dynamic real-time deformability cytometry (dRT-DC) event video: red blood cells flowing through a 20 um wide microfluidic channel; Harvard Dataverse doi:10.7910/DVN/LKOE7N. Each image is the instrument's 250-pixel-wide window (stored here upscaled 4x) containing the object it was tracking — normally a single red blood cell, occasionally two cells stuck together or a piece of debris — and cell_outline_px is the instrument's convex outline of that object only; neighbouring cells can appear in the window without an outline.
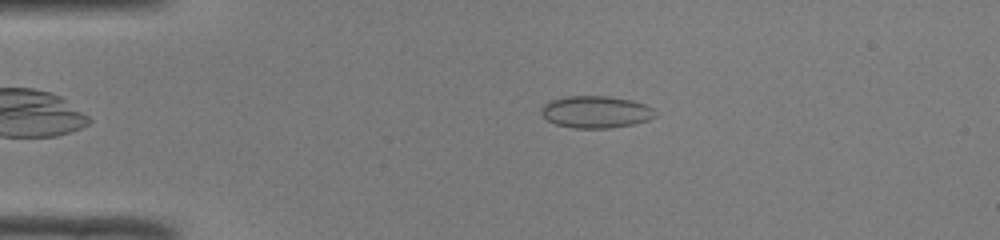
{"species": "common noctule bat (a hibernating species)", "species_latin": "Nyctalus noctula", "temperature_condition": "room temperature", "stored_images_in_passage": 43, "camera_frame_rate_fps": 3000, "um_per_image_px": 0.085, "animal": {"sex": "male", "body_mass_g": 19.0, "forearm_length_mm": 50.8}, "frame": {"image": 1, "passage_image": 4, "time_ms": 1.0, "image_size_px": [1000, 240], "cell_outline_px": [[656, 116], [648, 120], [632, 124], [608, 128], [572, 128], [556, 124], [548, 120], [540, 112], [540, 108], [544, 104], [552, 100], [568, 96], [608, 96], [632, 100], [644, 104], [652, 108], [656, 112]], "centroid_in_image_um": [50.64, 9.51], "position_along_channel_um": 34.4, "area_um2": 21.21}}
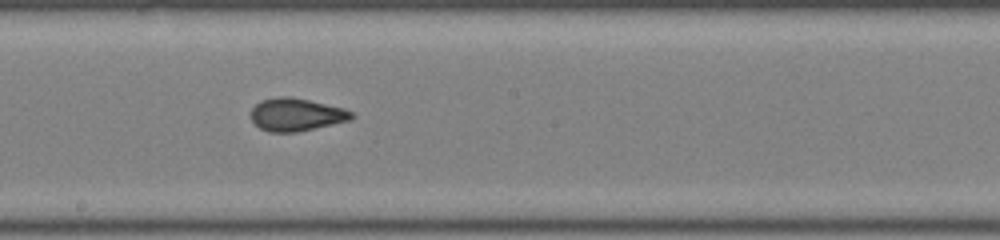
{"frame": {"image": 2, "passage_image": 21, "time_ms": 6.667, "image_size_px": [1000, 240], "cell_outline_px": [[356, 116], [348, 120], [296, 132], [268, 132], [260, 128], [252, 120], [252, 108], [260, 100], [276, 96], [288, 96], [308, 100], [344, 108], [352, 112]], "centroid_in_image_um": [25.15, 9.73], "position_along_channel_um": 223.0, "area_um2": 19.02}}
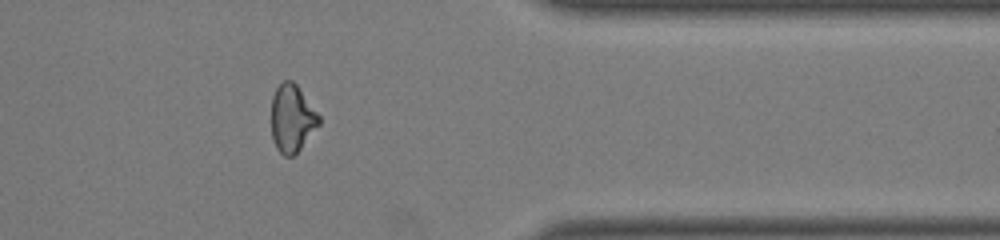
{"frame": {"image": 3, "passage_image": 34, "time_ms": 11.0, "image_size_px": [1000, 240], "cell_outline_px": [[320, 124], [300, 148], [292, 156], [284, 156], [276, 148], [272, 140], [272, 96], [276, 88], [284, 80], [292, 80], [296, 84], [320, 116]], "centroid_in_image_um": [24.81, 10.06], "position_along_channel_um": 386.6, "area_um2": 18.55}, "authors_computed_cell_mechanics": {"area_um2": 19.3052, "velocity_mm_per_s": 4.0934, "shape_relaxation_time_tau1_ms": null, "shape_relaxation_time_tau2_ms": 1.1873, "deformation_change_tau1": null, "deformation_change_tau2": 0.0642}}